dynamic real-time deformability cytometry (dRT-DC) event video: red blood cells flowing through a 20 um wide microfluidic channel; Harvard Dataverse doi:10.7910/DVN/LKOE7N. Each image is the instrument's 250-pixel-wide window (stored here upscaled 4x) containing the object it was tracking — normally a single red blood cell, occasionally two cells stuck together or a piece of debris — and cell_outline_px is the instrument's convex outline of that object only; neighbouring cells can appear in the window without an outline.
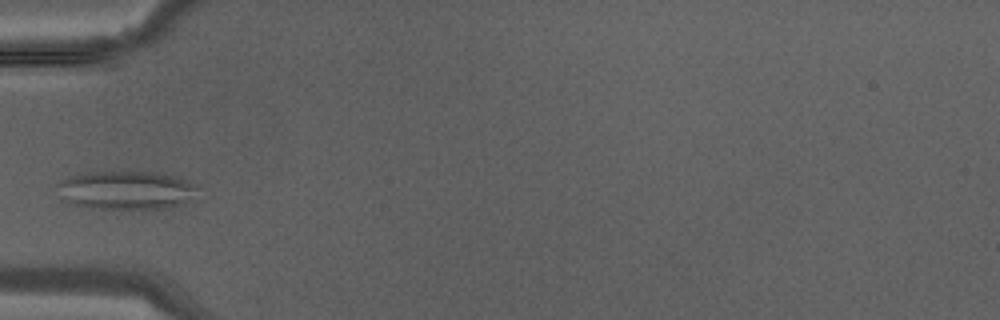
{"species": "Egyptian fruit bat (a non-hibernating species)", "species_latin": "Rousettus aegyptiacus", "temperature_condition": "warm", "stored_images_in_passage": 26, "camera_frame_rate_fps": 3000, "um_per_image_px": 0.085, "animal": {"sex": "male"}, "frame": {"image": 1, "passage_image": 1, "time_ms": 0.0, "image_size_px": [1000, 320], "cell_outline_px": [[200, 200], [168, 208], [96, 208], [76, 204], [64, 200], [56, 184], [60, 180], [68, 176], [88, 172], [160, 172], [176, 176], [188, 180], [196, 184], [200, 188]], "centroid_in_image_um": [10.89, 16.15], "position_along_channel_um": 74.1, "area_um2": 32.14}}
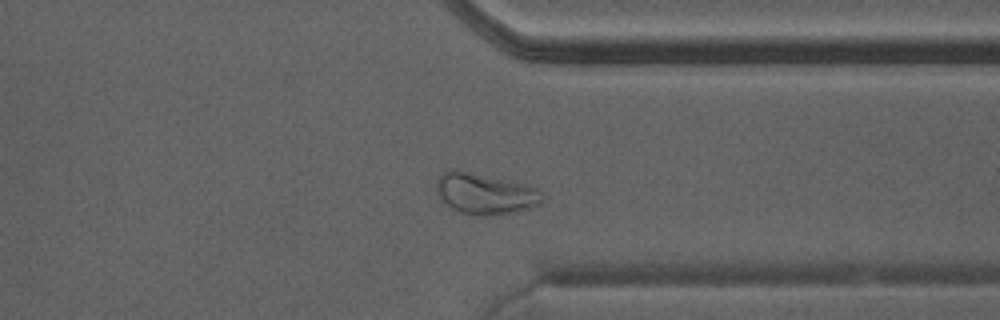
{"frame": {"image": 2, "passage_image": 18, "time_ms": 5.667, "image_size_px": [1000, 320], "cell_outline_px": [[544, 200], [528, 208], [516, 212], [488, 216], [480, 216], [460, 212], [452, 208], [440, 200], [436, 192], [436, 184], [440, 176], [444, 172], [452, 168], [456, 168], [536, 188], [544, 192]], "centroid_in_image_um": [41.19, 16.47], "position_along_channel_um": 370.2, "area_um2": 25.2}}
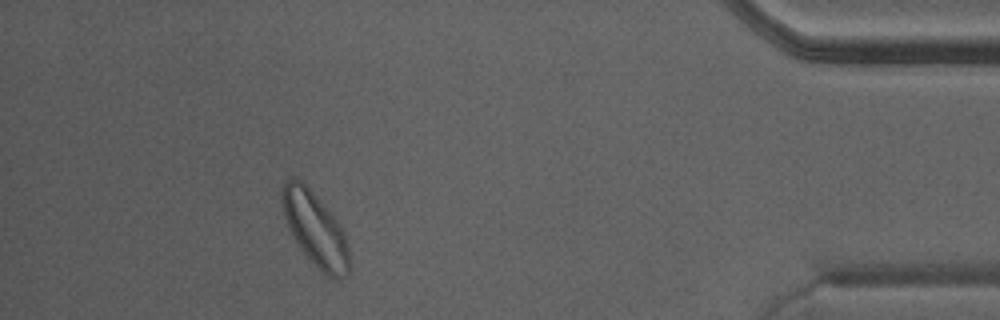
{"frame": {"image": 3, "passage_image": 23, "time_ms": 7.333, "image_size_px": [1000, 320], "cell_outline_px": [[352, 268], [348, 276], [340, 280], [336, 280], [320, 272], [300, 248], [292, 236], [288, 228], [284, 216], [280, 200], [280, 192], [284, 180], [292, 176], [300, 180], [312, 192], [336, 220], [344, 232], [352, 264]], "centroid_in_image_um": [26.79, 19.54], "position_along_channel_um": 408.4, "area_um2": 29.42}}